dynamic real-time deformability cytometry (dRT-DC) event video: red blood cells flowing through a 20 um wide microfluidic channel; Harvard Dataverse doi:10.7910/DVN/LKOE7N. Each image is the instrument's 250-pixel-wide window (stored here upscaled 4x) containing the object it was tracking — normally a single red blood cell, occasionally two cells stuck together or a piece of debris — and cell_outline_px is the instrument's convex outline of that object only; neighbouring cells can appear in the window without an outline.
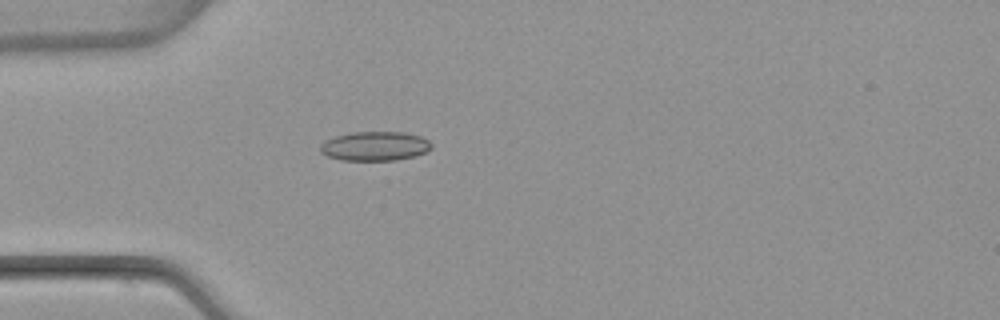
{"species": "common noctule bat (a hibernating species)", "species_latin": "Nyctalus noctula", "temperature_condition": "warm", "stored_images_in_passage": 4, "camera_frame_rate_fps": 3000, "um_per_image_px": 0.085, "animal": {"sex": "female", "body_mass_g": 22.7, "forearm_length_mm": 54.2}, "frame": {"image": 1, "passage_image": 4, "time_ms": 3.667, "image_size_px": [1000, 320], "cell_outline_px": [[432, 148], [416, 156], [396, 160], [340, 160], [328, 156], [320, 152], [320, 144], [324, 140], [336, 136], [352, 132], [404, 132], [420, 136], [428, 140], [432, 144]], "centroid_in_image_um": [31.86, 12.42], "position_along_channel_um": 53.1, "area_um2": 19.02}}